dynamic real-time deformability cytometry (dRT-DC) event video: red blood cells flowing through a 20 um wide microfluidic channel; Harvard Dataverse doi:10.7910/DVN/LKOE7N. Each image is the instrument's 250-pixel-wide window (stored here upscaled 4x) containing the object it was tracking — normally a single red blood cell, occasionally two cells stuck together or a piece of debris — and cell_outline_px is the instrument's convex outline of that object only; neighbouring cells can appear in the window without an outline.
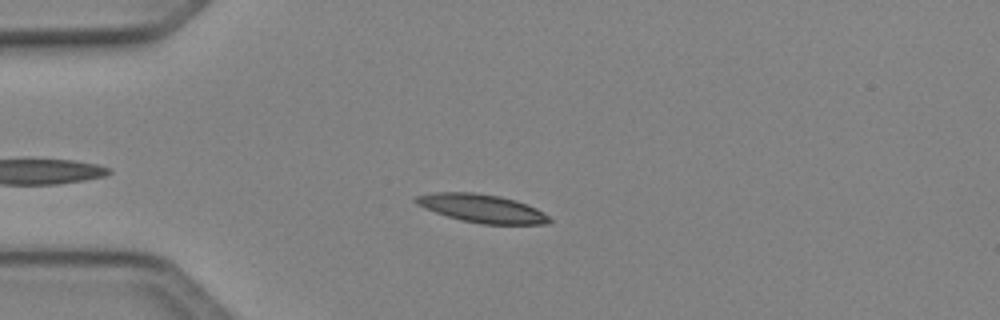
{"species": "Egyptian fruit bat (a non-hibernating species)", "species_latin": "Rousettus aegyptiacus", "temperature_condition": "cold", "stored_images_in_passage": 42, "camera_frame_rate_fps": 3000, "um_per_image_px": 0.085, "animal": {"sex": "female"}, "frame": {"image": 1, "passage_image": 8, "time_ms": 2.333, "image_size_px": [1000, 320], "cell_outline_px": [[552, 220], [548, 224], [480, 224], [460, 220], [424, 208], [416, 204], [412, 200], [416, 196], [432, 192], [472, 192], [500, 196], [516, 200], [528, 204], [544, 212]], "centroid_in_image_um": [40.96, 17.71], "position_along_channel_um": 44.0, "area_um2": 22.14}}
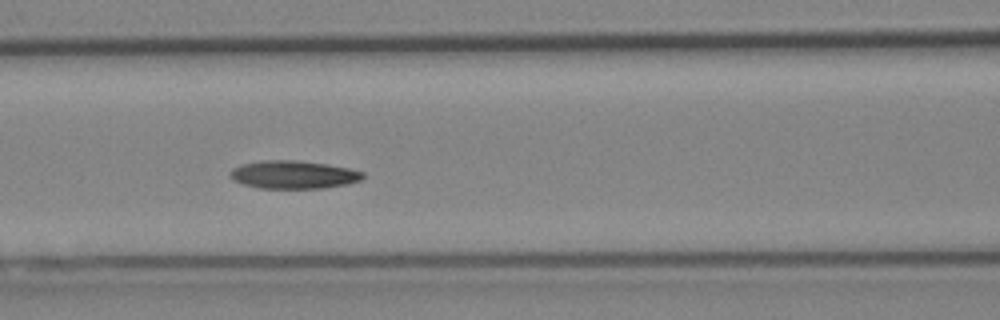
{"frame": {"image": 2, "passage_image": 17, "time_ms": 5.333, "image_size_px": [1000, 320], "cell_outline_px": [[364, 176], [360, 180], [348, 184], [324, 188], [260, 188], [240, 184], [232, 180], [228, 176], [228, 172], [232, 168], [240, 164], [264, 160], [296, 160], [328, 164], [348, 168], [364, 172]], "centroid_in_image_um": [24.89, 14.84], "position_along_channel_um": 141.7, "area_um2": 21.96}}
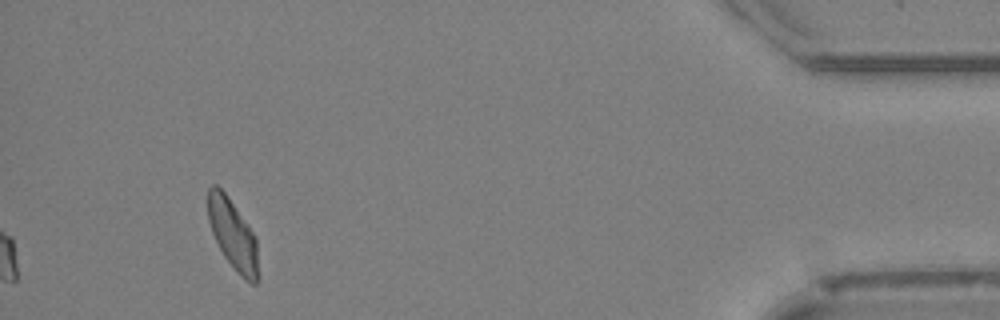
{"frame": {"image": 3, "passage_image": 42, "time_ms": 13.667, "image_size_px": [1000, 320], "cell_outline_px": [[260, 276], [256, 284], [252, 284], [244, 280], [236, 272], [224, 256], [212, 232], [208, 220], [208, 188], [212, 184], [216, 184], [224, 192], [256, 236]], "centroid_in_image_um": [19.83, 20.0], "position_along_channel_um": 415.4, "area_um2": 20.69}, "authors_computed_cell_mechanics": {"area_um2": 21.097, "velocity_mm_per_s": 4.0617, "shape_relaxation_time_tau1_ms": 6.3452, "shape_relaxation_time_tau2_ms": 3.5693, "deformation_change_tau1": 0.169, "deformation_change_tau2": 0.088}}